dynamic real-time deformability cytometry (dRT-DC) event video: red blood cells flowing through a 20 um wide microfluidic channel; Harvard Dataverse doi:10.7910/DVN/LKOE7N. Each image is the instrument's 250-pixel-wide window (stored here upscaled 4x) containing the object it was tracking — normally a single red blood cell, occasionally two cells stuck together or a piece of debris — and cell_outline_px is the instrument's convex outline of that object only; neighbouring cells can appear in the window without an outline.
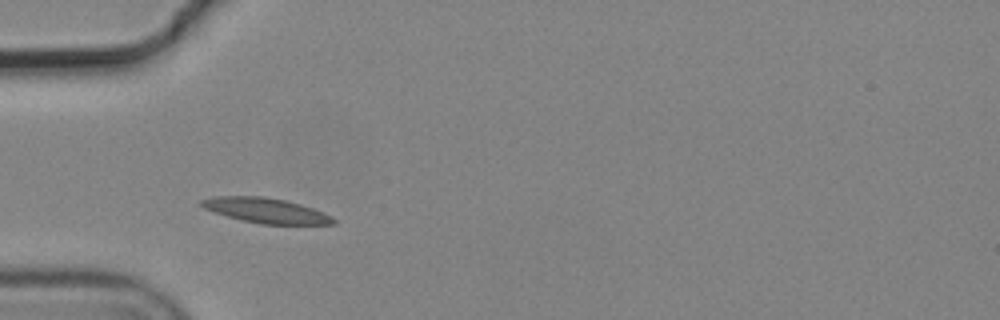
{"species": "common noctule bat (a hibernating species)", "species_latin": "Nyctalus noctula", "temperature_condition": "cold", "stored_images_in_passage": 4, "camera_frame_rate_fps": 3000, "um_per_image_px": 0.085, "animal": {"sex": "male", "body_mass_g": 19.2, "forearm_length_mm": 51.8}, "frame": {"image": 1, "passage_image": 3, "time_ms": 0.667, "image_size_px": [1000, 320], "cell_outline_px": [[336, 224], [260, 224], [228, 216], [204, 208], [200, 204], [200, 200], [216, 196], [264, 196], [284, 200], [300, 204], [324, 212], [332, 216], [336, 220]], "centroid_in_image_um": [22.64, 17.89], "position_along_channel_um": 62.4, "area_um2": 19.02}}
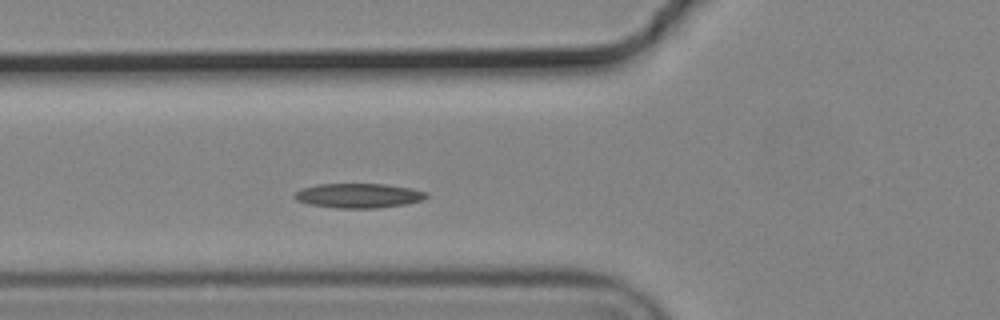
{"frame": {"image": 2, "passage_image": 4, "time_ms": 1.0, "image_size_px": [1000, 320], "cell_outline_px": [[428, 196], [424, 200], [404, 204], [376, 208], [336, 208], [308, 204], [296, 200], [292, 196], [300, 188], [316, 184], [384, 184], [412, 188], [428, 192]], "centroid_in_image_um": [30.46, 16.62], "position_along_channel_um": 95.3, "area_um2": 19.02}}